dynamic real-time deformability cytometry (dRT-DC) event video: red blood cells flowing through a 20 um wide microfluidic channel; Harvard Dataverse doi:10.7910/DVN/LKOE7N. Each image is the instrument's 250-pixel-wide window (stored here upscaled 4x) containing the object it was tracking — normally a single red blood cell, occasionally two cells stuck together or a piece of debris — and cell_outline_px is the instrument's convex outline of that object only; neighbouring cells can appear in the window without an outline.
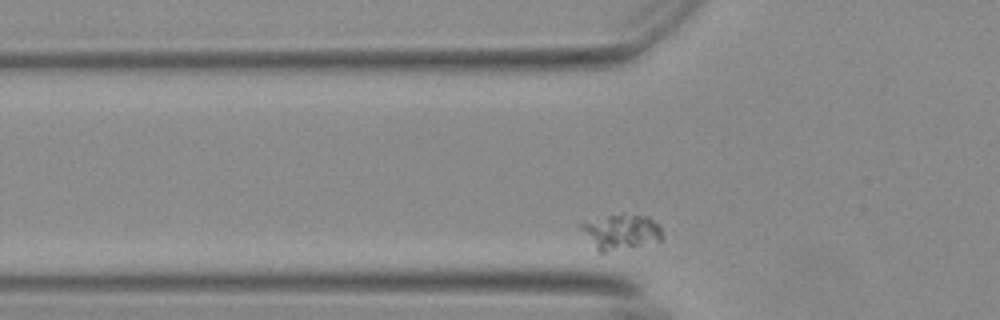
{"species": "Egyptian fruit bat (a non-hibernating species)", "species_latin": "Rousettus aegyptiacus", "temperature_condition": "warm", "stored_images_in_passage": 35, "camera_frame_rate_fps": 3000, "um_per_image_px": 0.085, "animal": {"sex": "female"}, "frame": {"image": 1, "passage_image": 5, "time_ms": 1.333, "image_size_px": [1000, 320], "cell_outline_px": [[664, 236], [660, 240], [604, 252], [600, 252], [596, 248], [576, 224], [624, 212], [648, 216], [660, 228]], "centroid_in_image_um": [52.77, 19.66], "position_along_channel_um": 73.0, "area_um2": 16.36}}
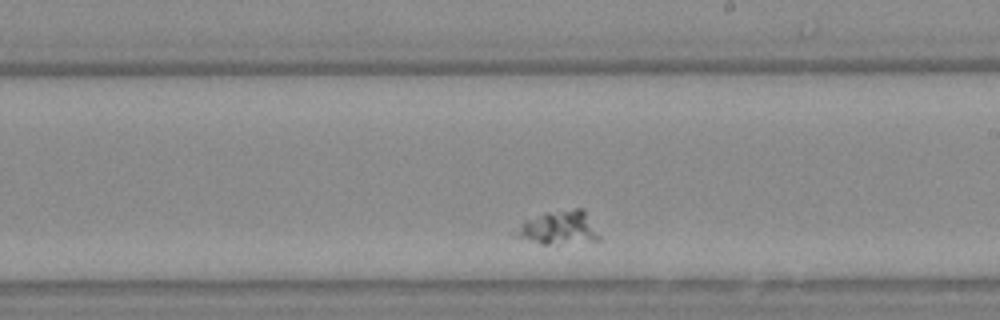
{"frame": {"image": 2, "passage_image": 21, "time_ms": 6.667, "image_size_px": [1000, 320], "cell_outline_px": [[600, 240], [548, 244], [540, 244], [512, 236], [508, 232], [524, 220], [544, 212], [576, 208], [584, 208], [600, 236]], "centroid_in_image_um": [47.38, 19.35], "position_along_channel_um": 241.6, "area_um2": 16.76}}
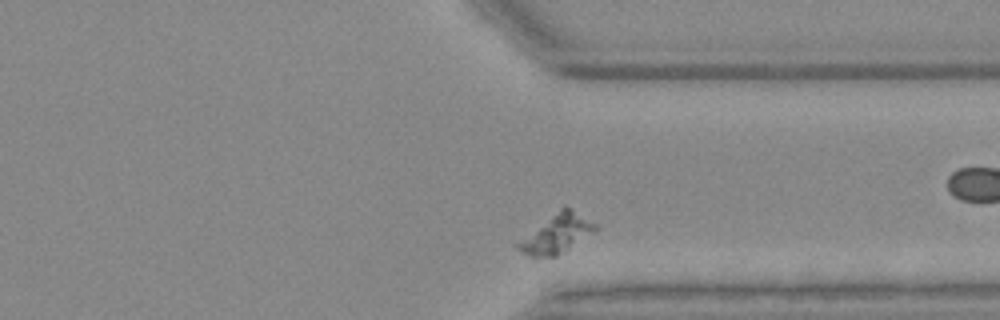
{"frame": {"image": 3, "passage_image": 32, "time_ms": 10.333, "image_size_px": [1000, 320], "cell_outline_px": [[600, 228], [556, 256], [532, 256], [516, 248], [512, 244], [560, 208], [572, 208], [596, 224]], "centroid_in_image_um": [47.29, 19.86], "position_along_channel_um": 364.1, "area_um2": 17.17}}